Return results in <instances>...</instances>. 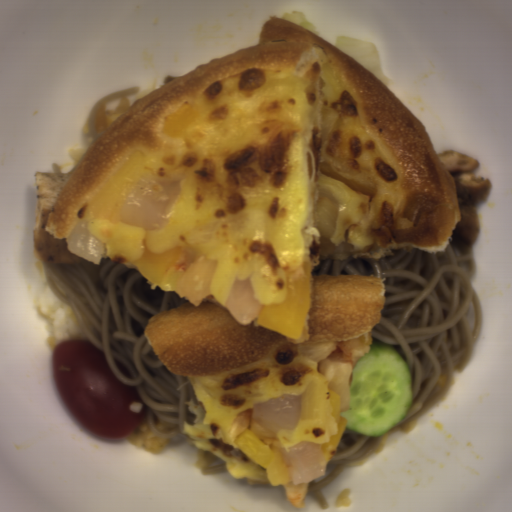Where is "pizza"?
Instances as JSON below:
<instances>
[{
    "label": "pizza",
    "instance_id": "1",
    "mask_svg": "<svg viewBox=\"0 0 512 512\" xmlns=\"http://www.w3.org/2000/svg\"><path fill=\"white\" fill-rule=\"evenodd\" d=\"M180 182L169 223L120 221L142 177ZM319 196L338 203L330 242L356 259L397 247L446 250L462 220L454 181L430 131L353 57L290 19L270 16L258 44L196 65L132 103L91 144L43 229L65 240L84 220L102 257L175 291L186 248L217 260L195 306L149 316L144 332L171 370L188 376L195 447L249 485H283L302 509L310 482L294 484L279 448L321 444L323 470L348 421L340 395L302 344L336 343L327 357L371 352L386 303L385 279L314 275ZM249 278L260 315L236 322L226 301ZM176 292V291H175ZM351 364V365H352ZM300 395L293 430L254 422V403Z\"/></svg>",
    "mask_w": 512,
    "mask_h": 512
}]
</instances>
